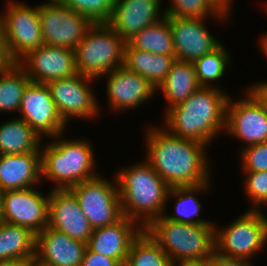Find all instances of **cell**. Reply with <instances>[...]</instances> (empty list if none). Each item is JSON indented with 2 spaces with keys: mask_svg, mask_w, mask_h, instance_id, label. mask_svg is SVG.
I'll return each instance as SVG.
<instances>
[{
  "mask_svg": "<svg viewBox=\"0 0 267 266\" xmlns=\"http://www.w3.org/2000/svg\"><path fill=\"white\" fill-rule=\"evenodd\" d=\"M147 134L146 161L170 188L210 181L206 145L174 136L166 128H148Z\"/></svg>",
  "mask_w": 267,
  "mask_h": 266,
  "instance_id": "obj_1",
  "label": "cell"
},
{
  "mask_svg": "<svg viewBox=\"0 0 267 266\" xmlns=\"http://www.w3.org/2000/svg\"><path fill=\"white\" fill-rule=\"evenodd\" d=\"M228 97L220 89L200 87L185 101L167 110L166 130L174 136L208 143L226 129Z\"/></svg>",
  "mask_w": 267,
  "mask_h": 266,
  "instance_id": "obj_2",
  "label": "cell"
},
{
  "mask_svg": "<svg viewBox=\"0 0 267 266\" xmlns=\"http://www.w3.org/2000/svg\"><path fill=\"white\" fill-rule=\"evenodd\" d=\"M115 177L123 216L145 228L163 215L170 187L147 161L118 171Z\"/></svg>",
  "mask_w": 267,
  "mask_h": 266,
  "instance_id": "obj_3",
  "label": "cell"
},
{
  "mask_svg": "<svg viewBox=\"0 0 267 266\" xmlns=\"http://www.w3.org/2000/svg\"><path fill=\"white\" fill-rule=\"evenodd\" d=\"M144 230L173 261L209 258L215 251L214 224L153 219Z\"/></svg>",
  "mask_w": 267,
  "mask_h": 266,
  "instance_id": "obj_4",
  "label": "cell"
},
{
  "mask_svg": "<svg viewBox=\"0 0 267 266\" xmlns=\"http://www.w3.org/2000/svg\"><path fill=\"white\" fill-rule=\"evenodd\" d=\"M94 153L85 140L61 139L41 148V177L58 182L54 189H70L94 174Z\"/></svg>",
  "mask_w": 267,
  "mask_h": 266,
  "instance_id": "obj_5",
  "label": "cell"
},
{
  "mask_svg": "<svg viewBox=\"0 0 267 266\" xmlns=\"http://www.w3.org/2000/svg\"><path fill=\"white\" fill-rule=\"evenodd\" d=\"M125 43L107 23H94L74 49L78 73L96 79L122 66Z\"/></svg>",
  "mask_w": 267,
  "mask_h": 266,
  "instance_id": "obj_6",
  "label": "cell"
},
{
  "mask_svg": "<svg viewBox=\"0 0 267 266\" xmlns=\"http://www.w3.org/2000/svg\"><path fill=\"white\" fill-rule=\"evenodd\" d=\"M256 207L224 229L215 228V251L225 257L249 260L267 243V218Z\"/></svg>",
  "mask_w": 267,
  "mask_h": 266,
  "instance_id": "obj_7",
  "label": "cell"
},
{
  "mask_svg": "<svg viewBox=\"0 0 267 266\" xmlns=\"http://www.w3.org/2000/svg\"><path fill=\"white\" fill-rule=\"evenodd\" d=\"M49 2L38 6L44 44L74 50L94 23L59 0Z\"/></svg>",
  "mask_w": 267,
  "mask_h": 266,
  "instance_id": "obj_8",
  "label": "cell"
},
{
  "mask_svg": "<svg viewBox=\"0 0 267 266\" xmlns=\"http://www.w3.org/2000/svg\"><path fill=\"white\" fill-rule=\"evenodd\" d=\"M114 185L98 175L70 188L93 229L115 224L123 217L118 183Z\"/></svg>",
  "mask_w": 267,
  "mask_h": 266,
  "instance_id": "obj_9",
  "label": "cell"
},
{
  "mask_svg": "<svg viewBox=\"0 0 267 266\" xmlns=\"http://www.w3.org/2000/svg\"><path fill=\"white\" fill-rule=\"evenodd\" d=\"M1 24L9 55L15 63L44 44L38 6L8 2Z\"/></svg>",
  "mask_w": 267,
  "mask_h": 266,
  "instance_id": "obj_10",
  "label": "cell"
},
{
  "mask_svg": "<svg viewBox=\"0 0 267 266\" xmlns=\"http://www.w3.org/2000/svg\"><path fill=\"white\" fill-rule=\"evenodd\" d=\"M93 78L76 74L69 78L50 81L47 84L58 113L65 124L69 118H93L98 113V104L92 93ZM75 116V117H74Z\"/></svg>",
  "mask_w": 267,
  "mask_h": 266,
  "instance_id": "obj_11",
  "label": "cell"
},
{
  "mask_svg": "<svg viewBox=\"0 0 267 266\" xmlns=\"http://www.w3.org/2000/svg\"><path fill=\"white\" fill-rule=\"evenodd\" d=\"M19 118L24 119L38 134L56 139L63 134L66 124L60 117L47 84L30 82L24 89Z\"/></svg>",
  "mask_w": 267,
  "mask_h": 266,
  "instance_id": "obj_12",
  "label": "cell"
},
{
  "mask_svg": "<svg viewBox=\"0 0 267 266\" xmlns=\"http://www.w3.org/2000/svg\"><path fill=\"white\" fill-rule=\"evenodd\" d=\"M49 195L32 188L3 193V222L28 228L36 235L48 226Z\"/></svg>",
  "mask_w": 267,
  "mask_h": 266,
  "instance_id": "obj_13",
  "label": "cell"
},
{
  "mask_svg": "<svg viewBox=\"0 0 267 266\" xmlns=\"http://www.w3.org/2000/svg\"><path fill=\"white\" fill-rule=\"evenodd\" d=\"M18 64L31 82L48 83L78 74L73 49L43 44L29 52Z\"/></svg>",
  "mask_w": 267,
  "mask_h": 266,
  "instance_id": "obj_14",
  "label": "cell"
},
{
  "mask_svg": "<svg viewBox=\"0 0 267 266\" xmlns=\"http://www.w3.org/2000/svg\"><path fill=\"white\" fill-rule=\"evenodd\" d=\"M241 101L232 102L228 98L226 105V130L239 138L245 147L267 142V113L258 100L247 92Z\"/></svg>",
  "mask_w": 267,
  "mask_h": 266,
  "instance_id": "obj_15",
  "label": "cell"
},
{
  "mask_svg": "<svg viewBox=\"0 0 267 266\" xmlns=\"http://www.w3.org/2000/svg\"><path fill=\"white\" fill-rule=\"evenodd\" d=\"M166 17L173 35L176 60L194 62L221 45L204 26L206 18Z\"/></svg>",
  "mask_w": 267,
  "mask_h": 266,
  "instance_id": "obj_16",
  "label": "cell"
},
{
  "mask_svg": "<svg viewBox=\"0 0 267 266\" xmlns=\"http://www.w3.org/2000/svg\"><path fill=\"white\" fill-rule=\"evenodd\" d=\"M48 226L85 243H88L93 232L89 220L70 189H52L50 192Z\"/></svg>",
  "mask_w": 267,
  "mask_h": 266,
  "instance_id": "obj_17",
  "label": "cell"
},
{
  "mask_svg": "<svg viewBox=\"0 0 267 266\" xmlns=\"http://www.w3.org/2000/svg\"><path fill=\"white\" fill-rule=\"evenodd\" d=\"M161 0H115L111 18L107 24L118 33L125 42L137 33L166 17L161 11Z\"/></svg>",
  "mask_w": 267,
  "mask_h": 266,
  "instance_id": "obj_18",
  "label": "cell"
},
{
  "mask_svg": "<svg viewBox=\"0 0 267 266\" xmlns=\"http://www.w3.org/2000/svg\"><path fill=\"white\" fill-rule=\"evenodd\" d=\"M87 243L47 226L36 235L35 261L44 266H81Z\"/></svg>",
  "mask_w": 267,
  "mask_h": 266,
  "instance_id": "obj_19",
  "label": "cell"
},
{
  "mask_svg": "<svg viewBox=\"0 0 267 266\" xmlns=\"http://www.w3.org/2000/svg\"><path fill=\"white\" fill-rule=\"evenodd\" d=\"M135 223V220L123 216L115 224L93 229L87 247L125 266L132 242L144 230Z\"/></svg>",
  "mask_w": 267,
  "mask_h": 266,
  "instance_id": "obj_20",
  "label": "cell"
},
{
  "mask_svg": "<svg viewBox=\"0 0 267 266\" xmlns=\"http://www.w3.org/2000/svg\"><path fill=\"white\" fill-rule=\"evenodd\" d=\"M105 75L109 77L106 84L108 103L115 111L137 107L157 90L147 79L124 65Z\"/></svg>",
  "mask_w": 267,
  "mask_h": 266,
  "instance_id": "obj_21",
  "label": "cell"
},
{
  "mask_svg": "<svg viewBox=\"0 0 267 266\" xmlns=\"http://www.w3.org/2000/svg\"><path fill=\"white\" fill-rule=\"evenodd\" d=\"M41 179V152L0 155V190L32 188Z\"/></svg>",
  "mask_w": 267,
  "mask_h": 266,
  "instance_id": "obj_22",
  "label": "cell"
},
{
  "mask_svg": "<svg viewBox=\"0 0 267 266\" xmlns=\"http://www.w3.org/2000/svg\"><path fill=\"white\" fill-rule=\"evenodd\" d=\"M175 60V55H159L138 50L129 42H126L124 46L123 65L143 76L156 89L165 80Z\"/></svg>",
  "mask_w": 267,
  "mask_h": 266,
  "instance_id": "obj_23",
  "label": "cell"
},
{
  "mask_svg": "<svg viewBox=\"0 0 267 266\" xmlns=\"http://www.w3.org/2000/svg\"><path fill=\"white\" fill-rule=\"evenodd\" d=\"M193 62L175 60L165 80L157 90H162L170 109L185 101L200 88Z\"/></svg>",
  "mask_w": 267,
  "mask_h": 266,
  "instance_id": "obj_24",
  "label": "cell"
},
{
  "mask_svg": "<svg viewBox=\"0 0 267 266\" xmlns=\"http://www.w3.org/2000/svg\"><path fill=\"white\" fill-rule=\"evenodd\" d=\"M36 234L26 227L0 222V261L35 260Z\"/></svg>",
  "mask_w": 267,
  "mask_h": 266,
  "instance_id": "obj_25",
  "label": "cell"
},
{
  "mask_svg": "<svg viewBox=\"0 0 267 266\" xmlns=\"http://www.w3.org/2000/svg\"><path fill=\"white\" fill-rule=\"evenodd\" d=\"M41 137L21 118H15L0 126V155H17L41 152Z\"/></svg>",
  "mask_w": 267,
  "mask_h": 266,
  "instance_id": "obj_26",
  "label": "cell"
},
{
  "mask_svg": "<svg viewBox=\"0 0 267 266\" xmlns=\"http://www.w3.org/2000/svg\"><path fill=\"white\" fill-rule=\"evenodd\" d=\"M128 42L138 50L159 55H175L173 35L167 17L147 26Z\"/></svg>",
  "mask_w": 267,
  "mask_h": 266,
  "instance_id": "obj_27",
  "label": "cell"
},
{
  "mask_svg": "<svg viewBox=\"0 0 267 266\" xmlns=\"http://www.w3.org/2000/svg\"><path fill=\"white\" fill-rule=\"evenodd\" d=\"M208 184V182H205L196 186L170 188L167 194V200L170 196L176 198L175 211L177 215L172 216L163 214L162 216L165 219L185 224H211L206 220L193 218L199 214L202 206L199 200L195 197V193L206 190L209 186Z\"/></svg>",
  "mask_w": 267,
  "mask_h": 266,
  "instance_id": "obj_28",
  "label": "cell"
},
{
  "mask_svg": "<svg viewBox=\"0 0 267 266\" xmlns=\"http://www.w3.org/2000/svg\"><path fill=\"white\" fill-rule=\"evenodd\" d=\"M30 82V78L18 63L0 72V112L19 111L24 89Z\"/></svg>",
  "mask_w": 267,
  "mask_h": 266,
  "instance_id": "obj_29",
  "label": "cell"
},
{
  "mask_svg": "<svg viewBox=\"0 0 267 266\" xmlns=\"http://www.w3.org/2000/svg\"><path fill=\"white\" fill-rule=\"evenodd\" d=\"M125 266H174V262L143 230L132 242Z\"/></svg>",
  "mask_w": 267,
  "mask_h": 266,
  "instance_id": "obj_30",
  "label": "cell"
},
{
  "mask_svg": "<svg viewBox=\"0 0 267 266\" xmlns=\"http://www.w3.org/2000/svg\"><path fill=\"white\" fill-rule=\"evenodd\" d=\"M172 6L165 9L166 16L181 18H205L208 15L216 17L223 22L229 16L226 10L217 0H172ZM227 15V16H226ZM225 19V20H224Z\"/></svg>",
  "mask_w": 267,
  "mask_h": 266,
  "instance_id": "obj_31",
  "label": "cell"
},
{
  "mask_svg": "<svg viewBox=\"0 0 267 266\" xmlns=\"http://www.w3.org/2000/svg\"><path fill=\"white\" fill-rule=\"evenodd\" d=\"M230 56L222 44L210 54H206L193 62L195 73L201 87H211L212 81L223 76L230 64Z\"/></svg>",
  "mask_w": 267,
  "mask_h": 266,
  "instance_id": "obj_32",
  "label": "cell"
},
{
  "mask_svg": "<svg viewBox=\"0 0 267 266\" xmlns=\"http://www.w3.org/2000/svg\"><path fill=\"white\" fill-rule=\"evenodd\" d=\"M70 9L88 17L93 23H107L115 0H59Z\"/></svg>",
  "mask_w": 267,
  "mask_h": 266,
  "instance_id": "obj_33",
  "label": "cell"
},
{
  "mask_svg": "<svg viewBox=\"0 0 267 266\" xmlns=\"http://www.w3.org/2000/svg\"><path fill=\"white\" fill-rule=\"evenodd\" d=\"M243 148L240 156L244 172L267 171V142Z\"/></svg>",
  "mask_w": 267,
  "mask_h": 266,
  "instance_id": "obj_34",
  "label": "cell"
},
{
  "mask_svg": "<svg viewBox=\"0 0 267 266\" xmlns=\"http://www.w3.org/2000/svg\"><path fill=\"white\" fill-rule=\"evenodd\" d=\"M245 191L253 205L267 204V171L245 172Z\"/></svg>",
  "mask_w": 267,
  "mask_h": 266,
  "instance_id": "obj_35",
  "label": "cell"
},
{
  "mask_svg": "<svg viewBox=\"0 0 267 266\" xmlns=\"http://www.w3.org/2000/svg\"><path fill=\"white\" fill-rule=\"evenodd\" d=\"M81 266H122L117 260L102 256L91 251L88 247L83 256Z\"/></svg>",
  "mask_w": 267,
  "mask_h": 266,
  "instance_id": "obj_36",
  "label": "cell"
},
{
  "mask_svg": "<svg viewBox=\"0 0 267 266\" xmlns=\"http://www.w3.org/2000/svg\"><path fill=\"white\" fill-rule=\"evenodd\" d=\"M248 260L240 258H230L218 254L214 251L209 257L210 266H253Z\"/></svg>",
  "mask_w": 267,
  "mask_h": 266,
  "instance_id": "obj_37",
  "label": "cell"
},
{
  "mask_svg": "<svg viewBox=\"0 0 267 266\" xmlns=\"http://www.w3.org/2000/svg\"><path fill=\"white\" fill-rule=\"evenodd\" d=\"M15 62L9 55L6 39L4 35V29L0 23V72L10 68Z\"/></svg>",
  "mask_w": 267,
  "mask_h": 266,
  "instance_id": "obj_38",
  "label": "cell"
},
{
  "mask_svg": "<svg viewBox=\"0 0 267 266\" xmlns=\"http://www.w3.org/2000/svg\"><path fill=\"white\" fill-rule=\"evenodd\" d=\"M247 91H249L258 100L267 113V82H260L253 85Z\"/></svg>",
  "mask_w": 267,
  "mask_h": 266,
  "instance_id": "obj_39",
  "label": "cell"
},
{
  "mask_svg": "<svg viewBox=\"0 0 267 266\" xmlns=\"http://www.w3.org/2000/svg\"><path fill=\"white\" fill-rule=\"evenodd\" d=\"M176 263H178L177 266H210L209 258L176 261L174 266Z\"/></svg>",
  "mask_w": 267,
  "mask_h": 266,
  "instance_id": "obj_40",
  "label": "cell"
},
{
  "mask_svg": "<svg viewBox=\"0 0 267 266\" xmlns=\"http://www.w3.org/2000/svg\"><path fill=\"white\" fill-rule=\"evenodd\" d=\"M35 260L17 259L11 261H0V266H30Z\"/></svg>",
  "mask_w": 267,
  "mask_h": 266,
  "instance_id": "obj_41",
  "label": "cell"
},
{
  "mask_svg": "<svg viewBox=\"0 0 267 266\" xmlns=\"http://www.w3.org/2000/svg\"><path fill=\"white\" fill-rule=\"evenodd\" d=\"M261 40V47L264 50L265 57L267 58V34L263 35Z\"/></svg>",
  "mask_w": 267,
  "mask_h": 266,
  "instance_id": "obj_42",
  "label": "cell"
},
{
  "mask_svg": "<svg viewBox=\"0 0 267 266\" xmlns=\"http://www.w3.org/2000/svg\"><path fill=\"white\" fill-rule=\"evenodd\" d=\"M226 10L230 11L232 0H217Z\"/></svg>",
  "mask_w": 267,
  "mask_h": 266,
  "instance_id": "obj_43",
  "label": "cell"
},
{
  "mask_svg": "<svg viewBox=\"0 0 267 266\" xmlns=\"http://www.w3.org/2000/svg\"><path fill=\"white\" fill-rule=\"evenodd\" d=\"M3 193L4 191L0 190V222H3Z\"/></svg>",
  "mask_w": 267,
  "mask_h": 266,
  "instance_id": "obj_44",
  "label": "cell"
},
{
  "mask_svg": "<svg viewBox=\"0 0 267 266\" xmlns=\"http://www.w3.org/2000/svg\"><path fill=\"white\" fill-rule=\"evenodd\" d=\"M30 266H44V265L38 264L36 261H34Z\"/></svg>",
  "mask_w": 267,
  "mask_h": 266,
  "instance_id": "obj_45",
  "label": "cell"
},
{
  "mask_svg": "<svg viewBox=\"0 0 267 266\" xmlns=\"http://www.w3.org/2000/svg\"><path fill=\"white\" fill-rule=\"evenodd\" d=\"M2 15H3V14H0V23L2 22Z\"/></svg>",
  "mask_w": 267,
  "mask_h": 266,
  "instance_id": "obj_46",
  "label": "cell"
}]
</instances>
